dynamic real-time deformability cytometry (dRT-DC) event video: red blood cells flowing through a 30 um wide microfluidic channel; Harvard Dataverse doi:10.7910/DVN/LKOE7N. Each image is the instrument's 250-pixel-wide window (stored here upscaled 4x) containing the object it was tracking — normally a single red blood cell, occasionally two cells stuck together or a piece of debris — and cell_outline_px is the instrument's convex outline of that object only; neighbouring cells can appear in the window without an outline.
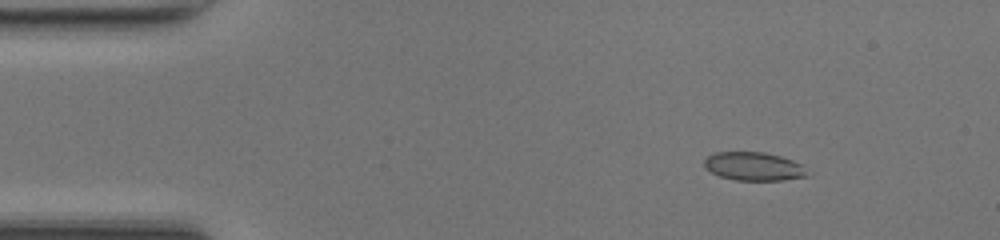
{"species": "common noctule bat (a hibernating species)", "species_latin": "Nyctalus noctula", "temperature_condition": "room temperature", "stored_images_in_passage": 49, "camera_frame_rate_fps": 3000, "um_per_image_px": 0.085, "animal": {"sex": "female", "body_mass_g": 17.0, "forearm_length_mm": 48.0}, "frame": {"image": 1, "passage_image": 6, "time_ms": 1.667, "image_size_px": [1000, 240], "cell_outline_px": [[812, 172], [808, 176], [784, 180], [736, 180], [720, 176], [704, 168], [704, 160], [708, 156], [716, 152], [764, 152], [780, 156], [792, 160], [800, 164]], "centroid_in_image_um": [64.1, 14.14], "position_along_channel_um": 20.9, "area_um2": 17.17}}
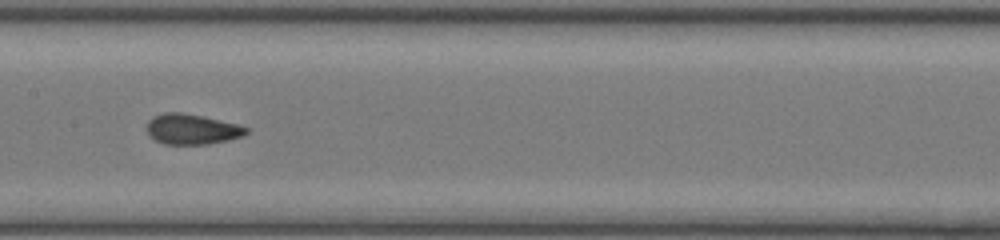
{"frame": {"image": 2, "passage_image": 24, "time_ms": 7.667, "image_size_px": [1000, 240], "cell_outline_px": [[248, 132], [244, 136], [228, 140], [208, 144], [164, 144], [148, 136], [148, 120], [152, 116], [164, 112], [180, 112], [204, 116], [236, 124], [248, 128]], "centroid_in_image_um": [16.3, 10.98], "position_along_channel_um": 191.1, "area_um2": 17.63}}
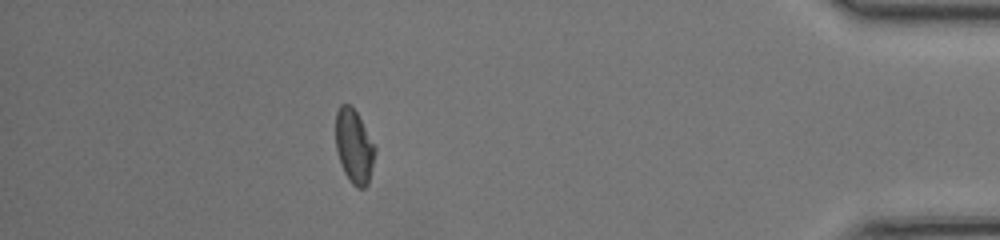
{"frame": {"image": 3, "passage_image": 43, "time_ms": 14.0, "image_size_px": [1000, 240], "cell_outline_px": [[376, 152], [368, 184], [364, 188], [356, 188], [348, 180], [340, 164], [336, 148], [336, 112], [340, 104], [348, 104], [356, 112], [376, 148]], "centroid_in_image_um": [30.09, 12.48], "position_along_channel_um": 405.1, "area_um2": 16.88}, "authors_computed_cell_mechanics": {"area_um2": 17.2244, "velocity_mm_per_s": 4.2241, "shape_relaxation_time_tau1_ms": 3.6738, "shape_relaxation_time_tau2_ms": 0.6209, "deformation_change_tau1": 0.1419, "deformation_change_tau2": 0.0682}}